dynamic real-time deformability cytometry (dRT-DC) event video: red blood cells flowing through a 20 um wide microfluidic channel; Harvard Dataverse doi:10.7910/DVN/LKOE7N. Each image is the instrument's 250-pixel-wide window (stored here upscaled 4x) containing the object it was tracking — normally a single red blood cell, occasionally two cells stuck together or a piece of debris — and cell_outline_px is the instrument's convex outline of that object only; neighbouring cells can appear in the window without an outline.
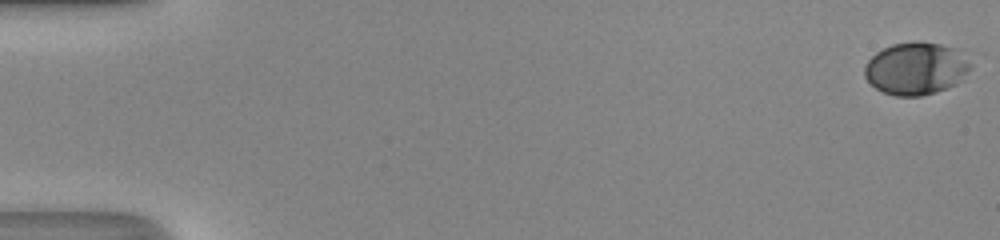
{"species": "human", "species_latin": "Homo sapiens", "temperature_condition": "room temperature", "stored_images_in_passage": 50, "camera_frame_rate_fps": 3000, "um_per_image_px": 0.085, "donor": {"sex": "male"}, "frame": {"image": 1, "passage_image": 1, "time_ms": 0.0, "image_size_px": [1000, 240], "cell_outline_px": [[972, 68], [956, 84], [936, 92], [920, 96], [896, 96], [884, 92], [876, 88], [864, 76], [864, 68], [868, 60], [876, 52], [892, 44], [916, 40], [940, 44], [956, 48]], "centroid_in_image_um": [77.83, 5.81], "position_along_channel_um": 7.2, "area_um2": 32.25}}
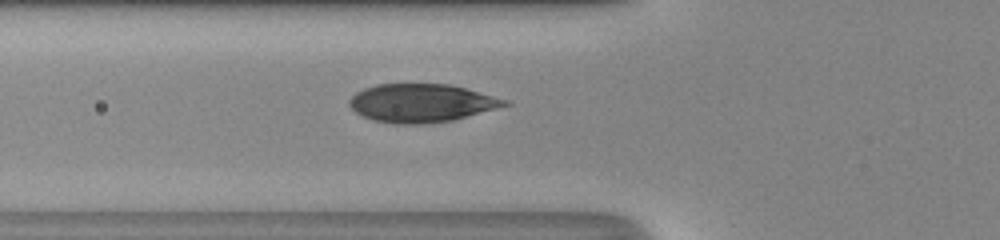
{"frame": {"image": 2, "passage_image": 20, "time_ms": 6.333, "image_size_px": [1000, 240], "cell_outline_px": [[512, 104], [452, 120], [428, 124], [396, 124], [372, 120], [356, 112], [348, 104], [348, 100], [356, 92], [364, 88], [376, 84], [448, 84], [464, 88], [508, 100]], "centroid_in_image_um": [35.79, 8.76], "position_along_channel_um": 90.0, "area_um2": 34.51}}
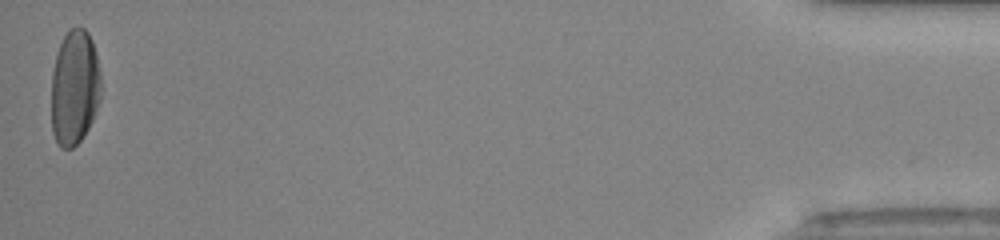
{"frame": {"image": 3, "passage_image": 50, "time_ms": 16.333, "image_size_px": [1000, 240], "cell_outline_px": [[100, 100], [92, 120], [84, 136], [72, 148], [60, 148], [52, 132], [52, 72], [56, 52], [68, 28], [84, 28], [88, 32], [92, 40], [96, 52], [100, 76]], "centroid_in_image_um": [6.33, 7.43], "position_along_channel_um": 428.9, "area_um2": 33.41}, "authors_computed_cell_mechanics": {"area_um2": 34.3332, "velocity_mm_per_s": 4.308, "shape_relaxation_time_tau1_ms": 4.0149, "shape_relaxation_time_tau2_ms": null, "deformation_change_tau1": 0.2184, "deformation_change_tau2": null}}